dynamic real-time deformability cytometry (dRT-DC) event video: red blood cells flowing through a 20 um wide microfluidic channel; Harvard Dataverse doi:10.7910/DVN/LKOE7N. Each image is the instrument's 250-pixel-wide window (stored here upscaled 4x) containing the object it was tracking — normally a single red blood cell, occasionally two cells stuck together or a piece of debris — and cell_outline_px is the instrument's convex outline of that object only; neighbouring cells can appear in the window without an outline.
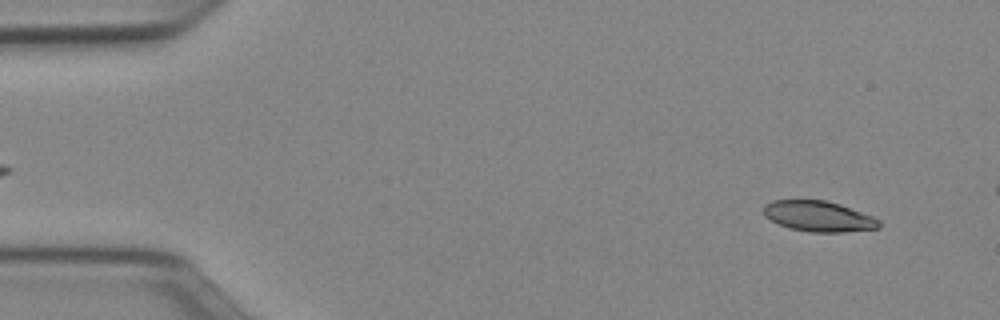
{"species": "Egyptian fruit bat (a non-hibernating species)", "species_latin": "Rousettus aegyptiacus", "temperature_condition": "cold", "stored_images_in_passage": 13, "camera_frame_rate_fps": 3000, "um_per_image_px": 0.085, "animal": {"sex": "female"}, "frame": {"image": 1, "passage_image": 4, "time_ms": 1.0, "image_size_px": [1000, 320], "cell_outline_px": [[880, 228], [844, 232], [812, 232], [788, 228], [764, 216], [764, 204], [772, 200], [824, 200], [840, 204], [872, 216], [880, 220]], "centroid_in_image_um": [69.58, 18.38], "position_along_channel_um": 15.4, "area_um2": 20.52}}